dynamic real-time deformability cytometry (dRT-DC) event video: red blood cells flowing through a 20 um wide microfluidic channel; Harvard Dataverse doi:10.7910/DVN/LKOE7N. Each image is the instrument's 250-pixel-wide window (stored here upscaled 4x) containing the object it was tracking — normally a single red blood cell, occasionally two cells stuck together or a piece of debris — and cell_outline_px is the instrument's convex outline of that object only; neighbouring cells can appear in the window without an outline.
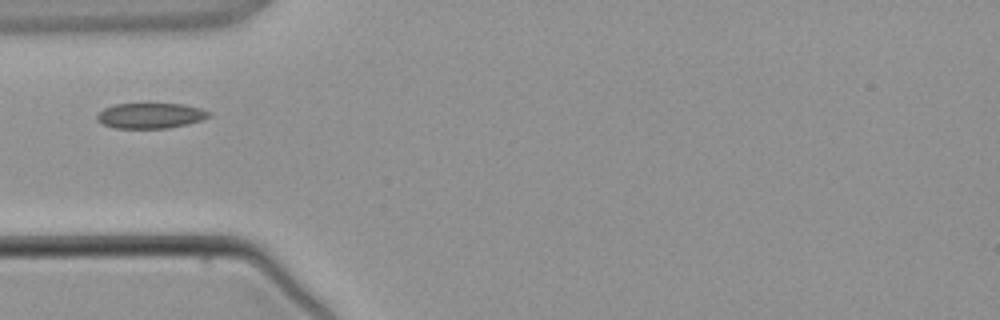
{"species": "common noctule bat (a hibernating species)", "species_latin": "Nyctalus noctula", "temperature_condition": "warm", "stored_images_in_passage": 1, "camera_frame_rate_fps": 3000, "um_per_image_px": 0.085, "animal": {"sex": "male", "body_mass_g": 21.5, "forearm_length_mm": 52.0}, "frame": {"image": 1, "passage_image": 1, "time_ms": 0.0, "image_size_px": [1000, 320], "cell_outline_px": [[212, 116], [204, 120], [188, 124], [168, 128], [112, 128], [100, 124], [96, 120], [96, 116], [104, 108], [116, 104], [184, 104], [200, 108], [212, 112]], "centroid_in_image_um": [12.82, 9.84], "position_along_channel_um": 72.2, "area_um2": 16.82}}